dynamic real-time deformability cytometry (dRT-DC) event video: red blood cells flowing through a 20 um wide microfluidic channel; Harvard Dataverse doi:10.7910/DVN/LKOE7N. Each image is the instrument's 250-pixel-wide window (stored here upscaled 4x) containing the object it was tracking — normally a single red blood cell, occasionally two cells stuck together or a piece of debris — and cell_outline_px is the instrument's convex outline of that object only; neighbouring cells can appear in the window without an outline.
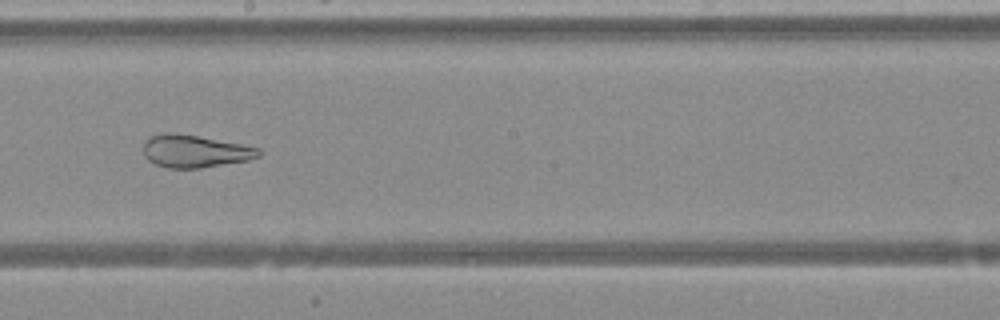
{"species": "Egyptian fruit bat (a non-hibernating species)", "species_latin": "Rousettus aegyptiacus", "temperature_condition": "warm", "stored_images_in_passage": 42, "camera_frame_rate_fps": 3000, "um_per_image_px": 0.085, "animal": {"sex": "female"}, "frame": {"image": 1, "passage_image": 21, "time_ms": 6.667, "image_size_px": [1000, 320], "cell_outline_px": [[264, 152], [260, 156], [248, 160], [200, 168], [168, 168], [156, 164], [148, 160], [144, 156], [144, 144], [148, 136], [164, 132], [172, 132], [196, 136], [240, 144], [260, 148]], "centroid_in_image_um": [16.55, 12.85], "position_along_channel_um": 231.6, "area_um2": 21.85}}
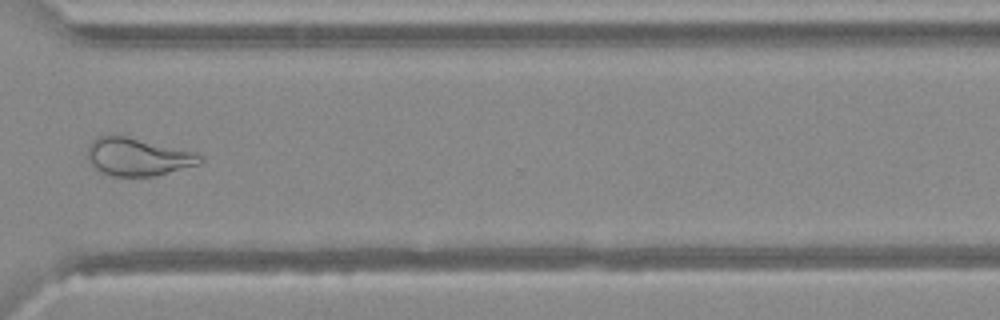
{"frame": {"image": 2, "passage_image": 30, "time_ms": 9.667, "image_size_px": [1000, 320], "cell_outline_px": [[204, 160], [200, 164], [156, 176], [112, 176], [100, 172], [92, 168], [88, 160], [88, 144], [96, 136], [124, 136], [200, 152], [204, 156]], "centroid_in_image_um": [11.75, 13.34], "position_along_channel_um": 358.9, "area_um2": 25.2}}
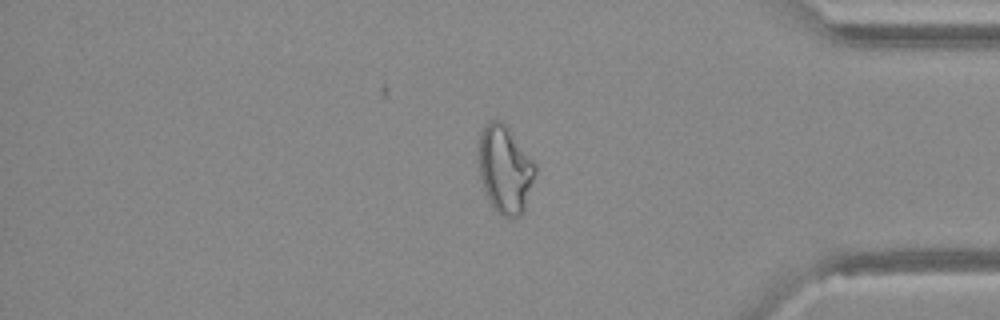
{"frame": {"image": 3, "passage_image": 34, "time_ms": 11.0, "image_size_px": [1000, 320], "cell_outline_px": [[536, 172], [524, 212], [520, 216], [504, 216], [496, 212], [492, 208], [484, 192], [480, 176], [480, 132], [492, 120], [500, 120], [508, 128], [536, 164]], "centroid_in_image_um": [42.94, 14.45], "position_along_channel_um": 392.3, "area_um2": 28.55}}